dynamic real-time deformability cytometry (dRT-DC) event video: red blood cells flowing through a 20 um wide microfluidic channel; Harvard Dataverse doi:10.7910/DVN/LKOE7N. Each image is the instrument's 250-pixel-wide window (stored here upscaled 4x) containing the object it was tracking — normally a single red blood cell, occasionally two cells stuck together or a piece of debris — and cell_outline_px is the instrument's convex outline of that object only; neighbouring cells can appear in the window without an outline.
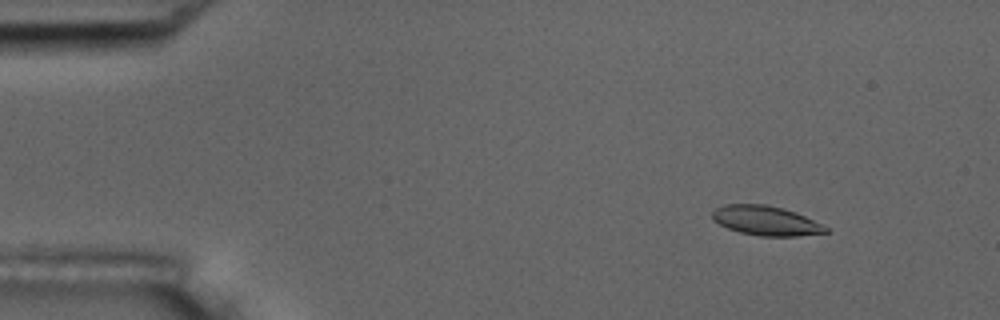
{"species": "common noctule bat (a hibernating species)", "species_latin": "Nyctalus noctula", "temperature_condition": "room temperature", "stored_images_in_passage": 5, "camera_frame_rate_fps": 3000, "um_per_image_px": 0.085, "animal": {"sex": "male", "body_mass_g": 17.5, "forearm_length_mm": 52.3}, "frame": {"image": 1, "passage_image": 2, "time_ms": 1.0, "image_size_px": [1000, 320], "cell_outline_px": [[828, 232], [796, 236], [760, 236], [740, 232], [728, 228], [712, 220], [712, 212], [716, 208], [724, 204], [768, 204], [784, 208], [796, 212], [828, 228]], "centroid_in_image_um": [65.07, 18.74], "position_along_channel_um": 19.9, "area_um2": 19.42}}
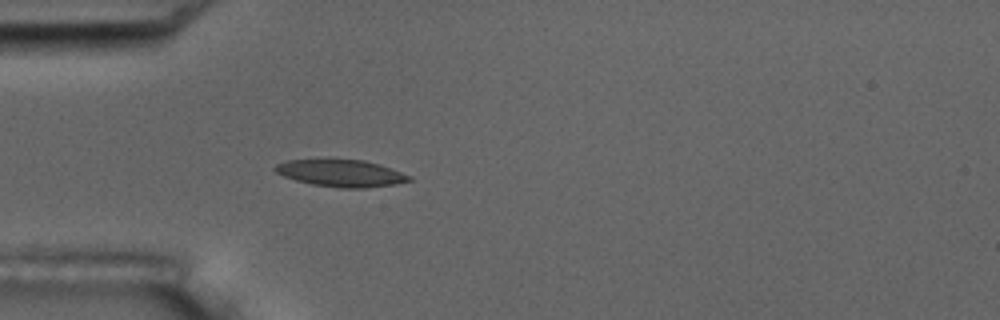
{"frame": {"image": 2, "passage_image": 5, "time_ms": 4.333, "image_size_px": [1000, 320], "cell_outline_px": [[412, 180], [392, 184], [364, 188], [340, 188], [312, 184], [296, 180], [284, 176], [276, 172], [272, 168], [276, 164], [288, 160], [364, 160], [380, 164], [412, 176]], "centroid_in_image_um": [28.99, 14.72], "position_along_channel_um": 56.0, "area_um2": 20.87}}